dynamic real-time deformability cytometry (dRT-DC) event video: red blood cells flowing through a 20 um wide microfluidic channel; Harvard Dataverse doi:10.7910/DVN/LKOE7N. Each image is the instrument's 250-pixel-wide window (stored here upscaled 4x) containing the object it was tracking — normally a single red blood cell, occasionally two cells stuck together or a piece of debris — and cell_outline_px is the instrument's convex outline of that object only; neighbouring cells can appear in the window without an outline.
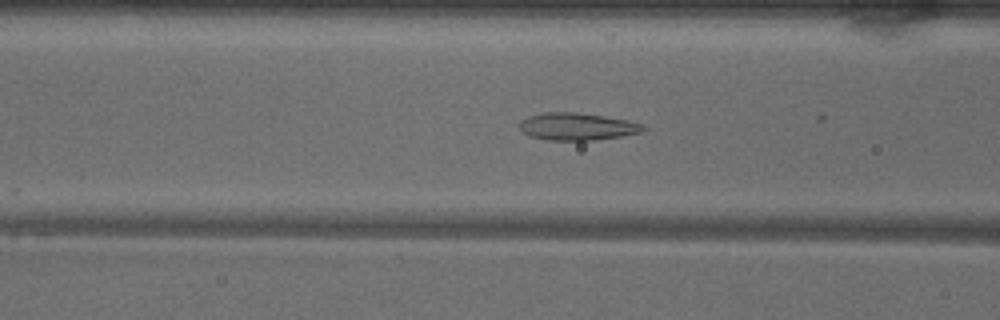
{"species": "common noctule bat (a hibernating species)", "species_latin": "Nyctalus noctula", "temperature_condition": "warm", "stored_images_in_passage": 6, "camera_frame_rate_fps": 3000, "um_per_image_px": 0.085, "animal": {"sex": "male", "body_mass_g": 18.8}, "frame": {"image": 1, "passage_image": 4, "time_ms": 1.0, "image_size_px": [1000, 320], "cell_outline_px": [[644, 128], [640, 132], [620, 136], [592, 140], [548, 140], [532, 136], [524, 132], [520, 128], [520, 120], [528, 116], [544, 112], [572, 112], [604, 116], [628, 120], [644, 124]], "centroid_in_image_um": [49.04, 10.74], "position_along_channel_um": 117.6, "area_um2": 19.42}}